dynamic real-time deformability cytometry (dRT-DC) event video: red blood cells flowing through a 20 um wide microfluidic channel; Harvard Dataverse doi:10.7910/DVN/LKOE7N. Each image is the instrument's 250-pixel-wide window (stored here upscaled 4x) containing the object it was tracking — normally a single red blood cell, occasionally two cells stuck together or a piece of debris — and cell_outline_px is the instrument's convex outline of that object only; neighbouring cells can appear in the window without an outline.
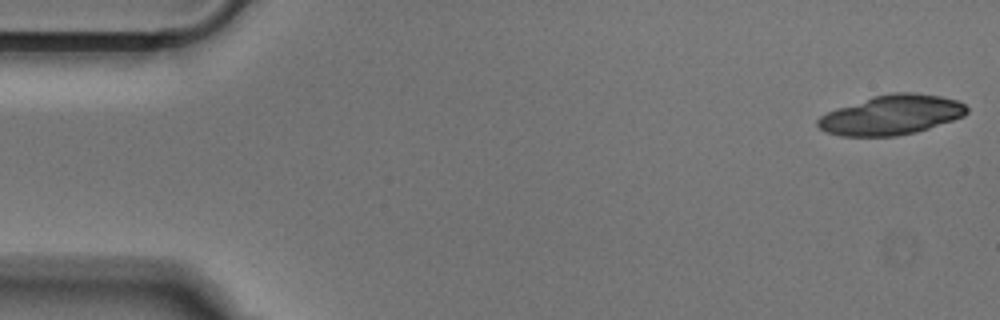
{"species": "Egyptian fruit bat (a non-hibernating species)", "species_latin": "Rousettus aegyptiacus", "temperature_condition": "cold", "stored_images_in_passage": 16, "camera_frame_rate_fps": 3000, "um_per_image_px": 0.085, "animal": {"sex": "male"}, "frame": {"image": 1, "passage_image": 1, "time_ms": 0.0, "image_size_px": [1000, 320], "cell_outline_px": [[968, 112], [964, 116], [916, 132], [896, 136], [840, 136], [824, 132], [816, 124], [816, 120], [820, 116], [836, 108], [872, 96], [892, 92], [916, 92], [940, 96], [956, 100], [964, 104], [968, 108]], "centroid_in_image_um": [75.74, 9.76], "position_along_channel_um": 9.3, "area_um2": 34.56}}